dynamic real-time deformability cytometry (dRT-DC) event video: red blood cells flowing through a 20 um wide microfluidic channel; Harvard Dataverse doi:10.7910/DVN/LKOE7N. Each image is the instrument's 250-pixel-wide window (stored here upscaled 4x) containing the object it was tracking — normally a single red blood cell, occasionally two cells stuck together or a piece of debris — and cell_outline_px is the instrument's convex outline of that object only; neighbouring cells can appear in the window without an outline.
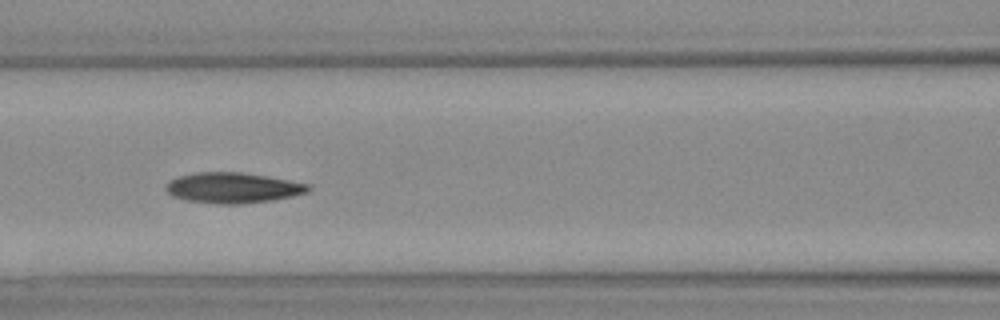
{"species": "Egyptian fruit bat (a non-hibernating species)", "species_latin": "Rousettus aegyptiacus", "temperature_condition": "warm", "stored_images_in_passage": 38, "camera_frame_rate_fps": 3000, "um_per_image_px": 0.085, "animal": {"sex": "female"}, "frame": {"image": 1, "passage_image": 17, "time_ms": 5.333, "image_size_px": [1000, 320], "cell_outline_px": [[312, 188], [308, 192], [292, 196], [272, 200], [240, 204], [220, 204], [188, 200], [172, 196], [164, 188], [164, 184], [168, 180], [180, 176], [196, 172], [240, 172], [312, 184]], "centroid_in_image_um": [19.78, 15.96], "position_along_channel_um": 146.8, "area_um2": 25.32}}